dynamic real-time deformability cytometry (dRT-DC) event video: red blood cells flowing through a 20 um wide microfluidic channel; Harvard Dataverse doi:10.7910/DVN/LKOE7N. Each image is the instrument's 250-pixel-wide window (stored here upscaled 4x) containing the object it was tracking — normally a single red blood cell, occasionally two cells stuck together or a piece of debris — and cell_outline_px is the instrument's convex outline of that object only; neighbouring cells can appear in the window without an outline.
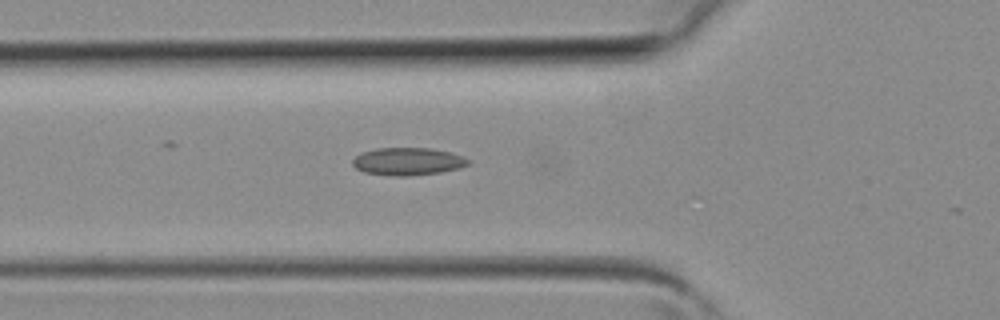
{"species": "common noctule bat (a hibernating species)", "species_latin": "Nyctalus noctula", "temperature_condition": "room temperature", "stored_images_in_passage": 4, "camera_frame_rate_fps": 3000, "um_per_image_px": 0.085, "animal": {"sex": "female", "body_mass_g": 19.3, "forearm_length_mm": 54.1}, "frame": {"image": 1, "passage_image": 3, "time_ms": 0.667, "image_size_px": [1000, 320], "cell_outline_px": [[472, 164], [460, 168], [440, 172], [408, 176], [392, 176], [364, 172], [356, 168], [352, 164], [352, 160], [360, 152], [376, 148], [432, 148], [464, 156], [472, 160]], "centroid_in_image_um": [34.69, 13.72], "position_along_channel_um": 91.1, "area_um2": 18.84}}